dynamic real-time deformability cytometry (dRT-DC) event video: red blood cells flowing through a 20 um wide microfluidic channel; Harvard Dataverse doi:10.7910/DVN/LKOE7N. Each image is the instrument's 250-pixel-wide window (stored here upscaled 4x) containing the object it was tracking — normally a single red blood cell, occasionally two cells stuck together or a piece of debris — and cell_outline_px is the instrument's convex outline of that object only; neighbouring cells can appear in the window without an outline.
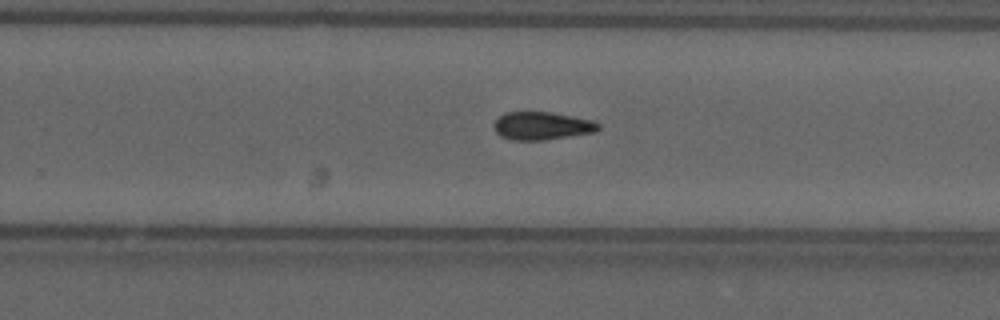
{"species": "common noctule bat (a hibernating species)", "species_latin": "Nyctalus noctula", "temperature_condition": "cold", "stored_images_in_passage": 34, "camera_frame_rate_fps": 3000, "um_per_image_px": 0.085, "animal": {"sex": "male", "forearm_length_mm": 52.5}, "frame": {"image": 1, "passage_image": 20, "time_ms": 6.333, "image_size_px": [1000, 320], "cell_outline_px": [[600, 128], [596, 132], [544, 140], [512, 140], [500, 136], [496, 132], [492, 124], [504, 112], [552, 112], [592, 120], [600, 124]], "centroid_in_image_um": [46.06, 10.7], "position_along_channel_um": 283.7, "area_um2": 17.11}, "authors_computed_cell_mechanics": {"area_um2": 17.34, "velocity_mm_per_s": 3.6953, "shape_relaxation_time_tau1_ms": 5.2458, "shape_relaxation_time_tau2_ms": 8.8033, "deformation_change_tau1": 0.1303, "deformation_change_tau2": 0.1787}}